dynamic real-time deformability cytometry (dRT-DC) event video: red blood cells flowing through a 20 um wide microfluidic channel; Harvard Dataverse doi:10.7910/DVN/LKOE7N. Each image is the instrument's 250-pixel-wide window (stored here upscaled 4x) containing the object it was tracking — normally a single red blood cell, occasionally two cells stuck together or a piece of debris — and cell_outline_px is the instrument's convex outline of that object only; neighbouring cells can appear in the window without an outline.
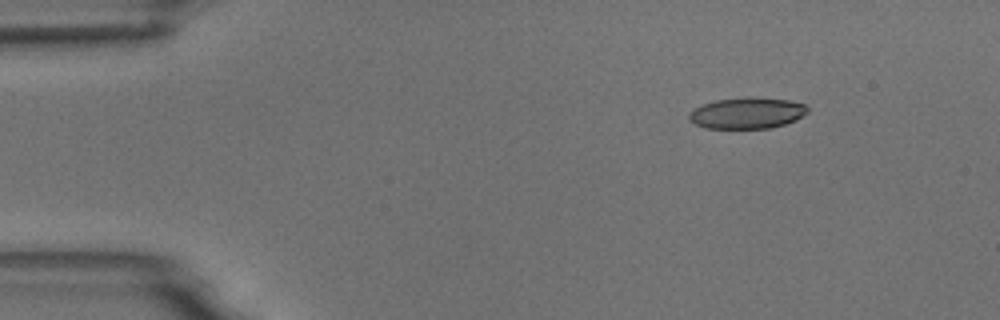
{"species": "common noctule bat (a hibernating species)", "species_latin": "Nyctalus noctula", "temperature_condition": "room temperature", "stored_images_in_passage": 4, "camera_frame_rate_fps": 3000, "um_per_image_px": 0.085, "animal": {"sex": "male", "body_mass_g": 18.8}, "frame": {"image": 1, "passage_image": 1, "time_ms": 0.0, "image_size_px": [1000, 320], "cell_outline_px": [[808, 112], [796, 120], [784, 124], [768, 128], [704, 128], [688, 120], [688, 112], [692, 108], [716, 100], [788, 100], [804, 104], [808, 108]], "centroid_in_image_um": [63.45, 9.66], "position_along_channel_um": 21.6, "area_um2": 20.63}}